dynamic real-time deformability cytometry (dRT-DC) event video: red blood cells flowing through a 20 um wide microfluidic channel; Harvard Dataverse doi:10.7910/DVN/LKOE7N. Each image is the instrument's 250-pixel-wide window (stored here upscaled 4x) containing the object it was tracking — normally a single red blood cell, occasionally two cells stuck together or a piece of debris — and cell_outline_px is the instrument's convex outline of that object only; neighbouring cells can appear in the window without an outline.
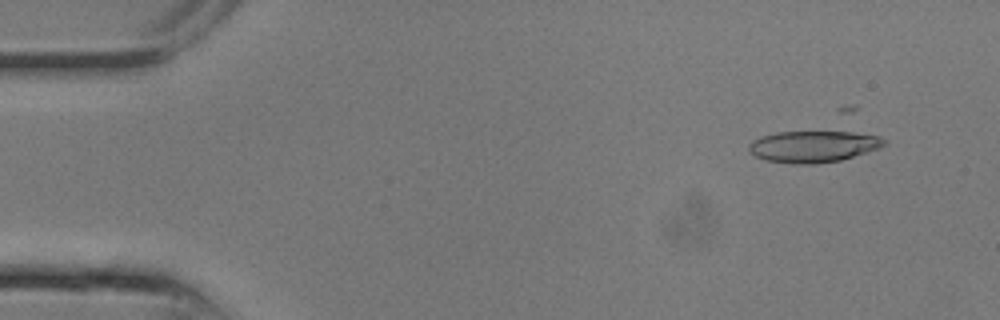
{"species": "common noctule bat (a hibernating species)", "species_latin": "Nyctalus noctula", "temperature_condition": "room temperature", "stored_images_in_passage": 9, "camera_frame_rate_fps": 3000, "um_per_image_px": 0.085, "animal": {"sex": "male", "body_mass_g": 13.3}, "frame": {"image": 1, "passage_image": 2, "time_ms": 0.333, "image_size_px": [1000, 320], "cell_outline_px": [[888, 144], [880, 148], [840, 160], [812, 164], [792, 164], [764, 160], [748, 152], [748, 144], [752, 140], [760, 136], [776, 132], [840, 128], [844, 128], [880, 136]], "centroid_in_image_um": [69.17, 12.38], "position_along_channel_um": 15.8, "area_um2": 26.41}}